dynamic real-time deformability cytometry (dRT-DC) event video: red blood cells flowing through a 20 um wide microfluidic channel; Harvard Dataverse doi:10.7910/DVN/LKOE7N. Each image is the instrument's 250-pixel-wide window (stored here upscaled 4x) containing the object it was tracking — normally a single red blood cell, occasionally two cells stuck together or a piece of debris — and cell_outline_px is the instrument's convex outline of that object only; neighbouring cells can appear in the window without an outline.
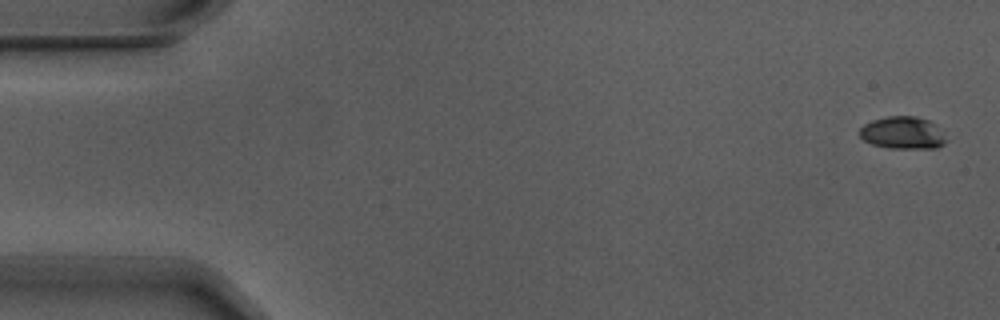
{"species": "Egyptian fruit bat (a non-hibernating species)", "species_latin": "Rousettus aegyptiacus", "temperature_condition": "warm", "stored_images_in_passage": 5, "camera_frame_rate_fps": 3000, "um_per_image_px": 0.085, "animal": {"sex": "male"}, "frame": {"image": 1, "passage_image": 1, "time_ms": 0.0, "image_size_px": [1000, 320], "cell_outline_px": [[948, 140], [944, 144], [936, 148], [888, 148], [872, 144], [864, 140], [860, 136], [860, 128], [864, 124], [872, 120], [888, 116], [916, 116], [928, 120], [944, 132]], "centroid_in_image_um": [76.76, 11.29], "position_along_channel_um": 8.2, "area_um2": 16.42}}
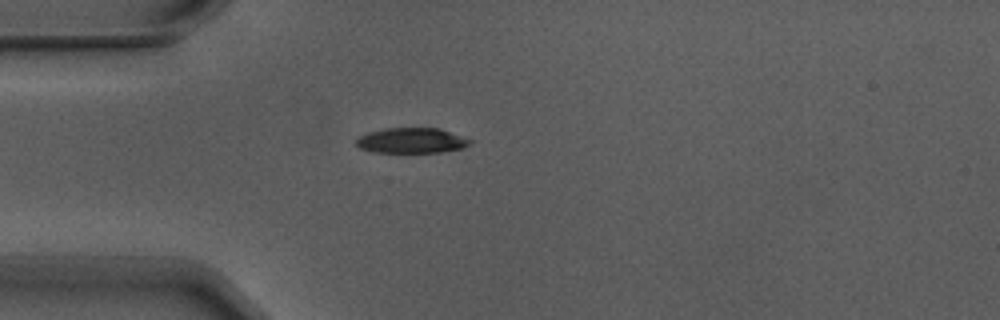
{"frame": {"image": 2, "passage_image": 4, "time_ms": 1.0, "image_size_px": [1000, 320], "cell_outline_px": [[472, 140], [464, 148], [440, 152], [376, 152], [360, 148], [356, 144], [356, 140], [360, 136], [368, 132], [384, 128], [440, 128]], "centroid_in_image_um": [34.98, 11.94], "position_along_channel_um": 50.0, "area_um2": 16.65}}